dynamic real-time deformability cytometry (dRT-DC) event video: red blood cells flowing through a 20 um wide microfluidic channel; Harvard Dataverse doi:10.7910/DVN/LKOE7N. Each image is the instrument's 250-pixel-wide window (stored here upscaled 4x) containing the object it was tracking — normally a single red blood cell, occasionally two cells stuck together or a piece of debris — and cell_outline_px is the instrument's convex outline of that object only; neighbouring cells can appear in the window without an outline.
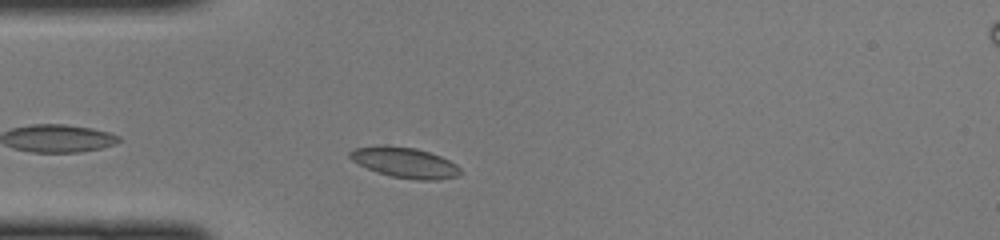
{"species": "common noctule bat (a hibernating species)", "species_latin": "Nyctalus noctula", "temperature_condition": "cold", "stored_images_in_passage": 31, "camera_frame_rate_fps": 3000, "um_per_image_px": 0.085, "animal": {"sex": "female", "body_mass_g": 22.0, "forearm_length_mm": 56.7}, "frame": {"image": 1, "passage_image": 4, "time_ms": 1.0, "image_size_px": [1000, 240], "cell_outline_px": [[460, 172], [456, 176], [436, 180], [416, 180], [392, 176], [376, 172], [352, 160], [348, 156], [348, 152], [356, 148], [376, 144], [384, 144], [416, 148], [440, 156], [456, 164], [460, 168]], "centroid_in_image_um": [34.36, 13.79], "position_along_channel_um": 50.6, "area_um2": 19.59}}
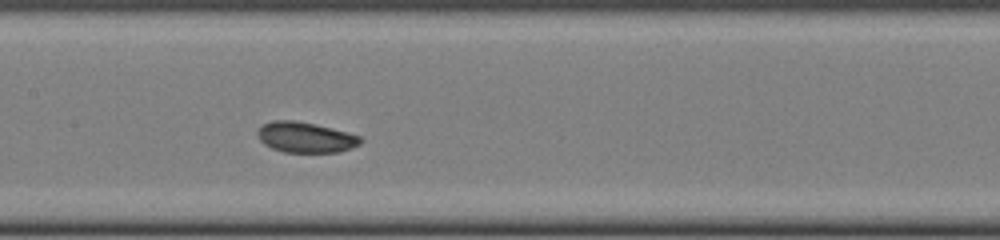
{"frame": {"image": 2, "passage_image": 14, "time_ms": 4.333, "image_size_px": [1000, 240], "cell_outline_px": [[364, 140], [360, 144], [352, 148], [340, 152], [284, 152], [272, 148], [264, 144], [260, 140], [256, 132], [264, 124], [272, 120], [296, 120], [316, 124], [360, 136]], "centroid_in_image_um": [25.98, 11.67], "position_along_channel_um": 181.4, "area_um2": 18.32}}
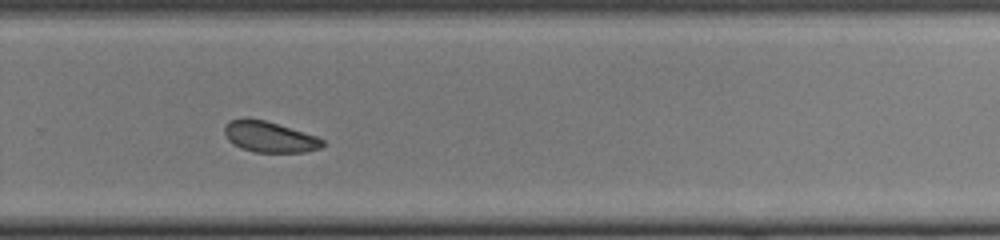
{"frame": {"image": 3, "passage_image": 23, "time_ms": 7.333, "image_size_px": [1000, 240], "cell_outline_px": [[324, 144], [320, 148], [304, 152], [252, 152], [240, 148], [232, 144], [228, 140], [224, 132], [224, 124], [228, 120], [248, 116], [264, 120], [316, 136], [324, 140]], "centroid_in_image_um": [22.82, 11.62], "position_along_channel_um": 307.0, "area_um2": 17.86}}